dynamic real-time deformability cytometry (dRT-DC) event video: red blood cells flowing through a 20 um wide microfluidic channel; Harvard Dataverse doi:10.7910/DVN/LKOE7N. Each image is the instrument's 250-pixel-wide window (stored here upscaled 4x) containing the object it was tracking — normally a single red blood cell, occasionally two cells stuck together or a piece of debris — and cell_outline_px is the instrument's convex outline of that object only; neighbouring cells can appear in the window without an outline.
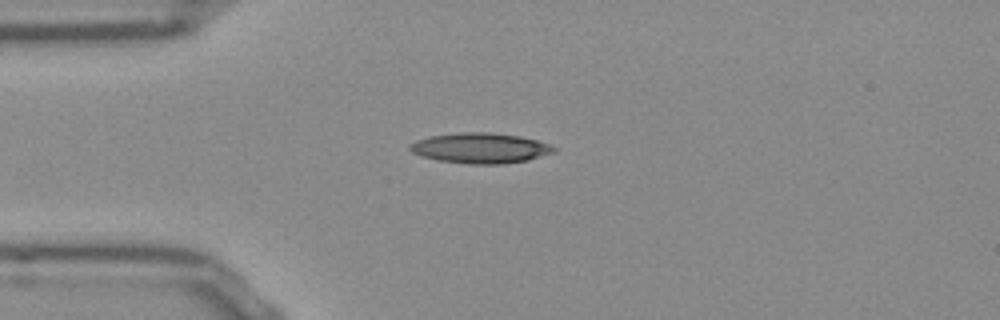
{"species": "Egyptian fruit bat (a non-hibernating species)", "species_latin": "Rousettus aegyptiacus", "temperature_condition": "room temperature", "stored_images_in_passage": 40, "camera_frame_rate_fps": 3000, "um_per_image_px": 0.085, "frame": {"image": 1, "passage_image": 1, "time_ms": 0.0, "image_size_px": [1000, 320], "cell_outline_px": [[556, 152], [528, 160], [504, 164], [468, 164], [440, 160], [424, 156], [412, 152], [408, 148], [408, 144], [416, 140], [428, 136], [460, 132], [488, 132], [520, 136], [536, 140], [548, 144], [556, 148]], "centroid_in_image_um": [40.83, 12.58], "position_along_channel_um": 44.2, "area_um2": 25.49}}
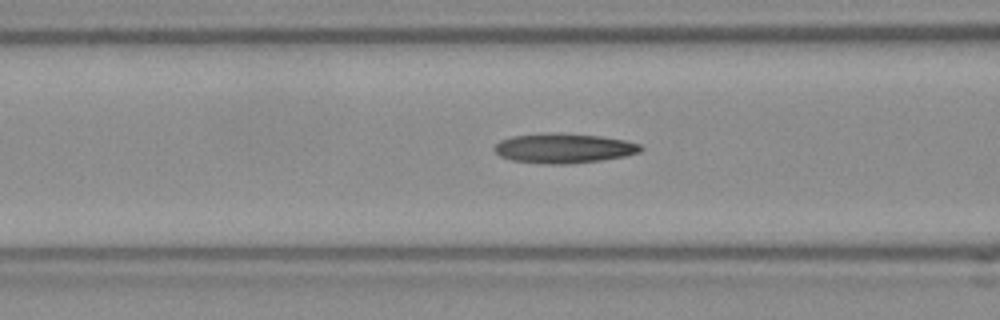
{"frame": {"image": 2, "passage_image": 8, "time_ms": 2.333, "image_size_px": [1000, 320], "cell_outline_px": [[644, 148], [640, 152], [624, 156], [600, 160], [572, 164], [544, 164], [512, 160], [500, 156], [492, 148], [500, 140], [512, 136], [548, 132], [556, 132], [600, 136], [624, 140], [640, 144]], "centroid_in_image_um": [47.9, 12.59], "position_along_channel_um": 118.7, "area_um2": 25.49}}
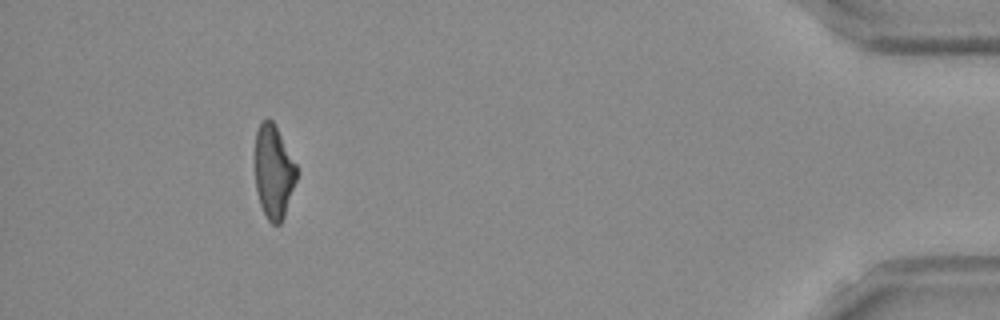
{"frame": {"image": 3, "passage_image": 36, "time_ms": 11.667, "image_size_px": [1000, 320], "cell_outline_px": [[296, 180], [284, 216], [280, 224], [272, 224], [268, 220], [260, 204], [256, 192], [256, 132], [260, 124], [268, 116], [272, 120], [296, 164]], "centroid_in_image_um": [23.25, 14.61], "position_along_channel_um": 411.9, "area_um2": 22.2}, "authors_computed_cell_mechanics": {"area_um2": 24.2471, "velocity_mm_per_s": 3.8551, "shape_relaxation_time_tau1_ms": null, "shape_relaxation_time_tau2_ms": 3.2414, "deformation_change_tau1": null, "deformation_change_tau2": 0.127}}